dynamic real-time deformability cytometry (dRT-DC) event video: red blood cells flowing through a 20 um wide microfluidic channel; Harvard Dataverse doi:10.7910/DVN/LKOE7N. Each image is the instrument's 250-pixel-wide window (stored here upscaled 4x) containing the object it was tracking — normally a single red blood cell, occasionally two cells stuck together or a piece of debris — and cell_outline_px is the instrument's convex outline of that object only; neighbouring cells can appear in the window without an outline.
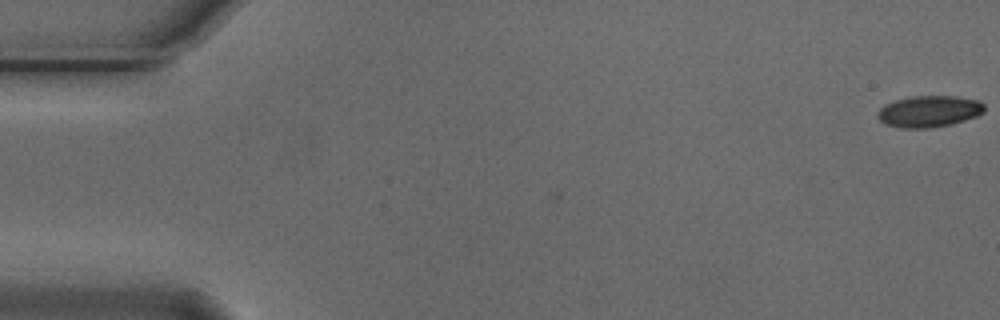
{"species": "Egyptian fruit bat (a non-hibernating species)", "species_latin": "Rousettus aegyptiacus", "temperature_condition": "cold", "stored_images_in_passage": 2, "segment_of_instrument_passage": [2, 2], "camera_frame_rate_fps": 3000, "um_per_image_px": 0.085, "animal": {"sex": "male"}, "frame": {"image": 1, "passage_image": 2, "time_ms": 0.333, "image_size_px": [1000, 320], "cell_outline_px": [[984, 112], [976, 116], [952, 124], [928, 128], [900, 128], [888, 124], [880, 120], [876, 116], [880, 108], [884, 104], [896, 100], [912, 96], [956, 96], [980, 100], [984, 104]], "centroid_in_image_um": [78.98, 9.46], "position_along_channel_um": 6.0, "area_um2": 19.59}}